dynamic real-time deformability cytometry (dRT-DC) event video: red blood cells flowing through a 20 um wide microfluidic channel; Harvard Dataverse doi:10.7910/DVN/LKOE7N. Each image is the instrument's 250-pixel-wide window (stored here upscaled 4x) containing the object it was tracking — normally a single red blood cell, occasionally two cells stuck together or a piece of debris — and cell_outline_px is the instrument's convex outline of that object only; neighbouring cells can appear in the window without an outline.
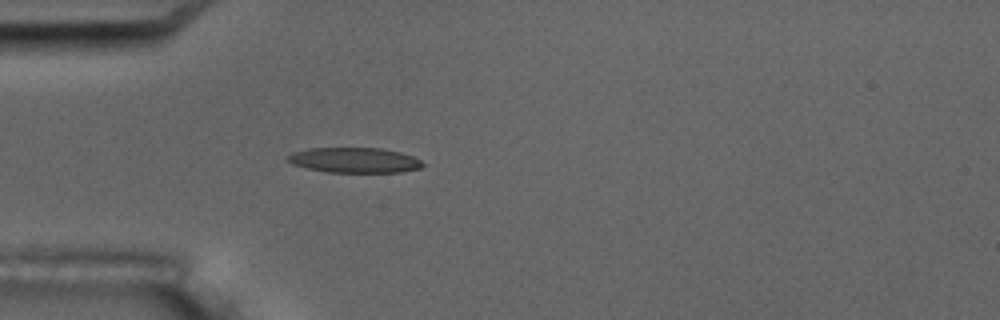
{"species": "common noctule bat (a hibernating species)", "species_latin": "Nyctalus noctula", "temperature_condition": "room temperature", "stored_images_in_passage": 3, "camera_frame_rate_fps": 3000, "um_per_image_px": 0.085, "animal": {"sex": "male", "body_mass_g": 17.5, "forearm_length_mm": 52.3}, "frame": {"image": 1, "passage_image": 3, "time_ms": 3.0, "image_size_px": [1000, 320], "cell_outline_px": [[424, 164], [420, 168], [400, 172], [328, 172], [308, 168], [292, 164], [284, 160], [292, 152], [308, 148], [380, 148], [400, 152], [412, 156], [420, 160]], "centroid_in_image_um": [30.09, 13.61], "position_along_channel_um": 54.9, "area_um2": 19.77}}